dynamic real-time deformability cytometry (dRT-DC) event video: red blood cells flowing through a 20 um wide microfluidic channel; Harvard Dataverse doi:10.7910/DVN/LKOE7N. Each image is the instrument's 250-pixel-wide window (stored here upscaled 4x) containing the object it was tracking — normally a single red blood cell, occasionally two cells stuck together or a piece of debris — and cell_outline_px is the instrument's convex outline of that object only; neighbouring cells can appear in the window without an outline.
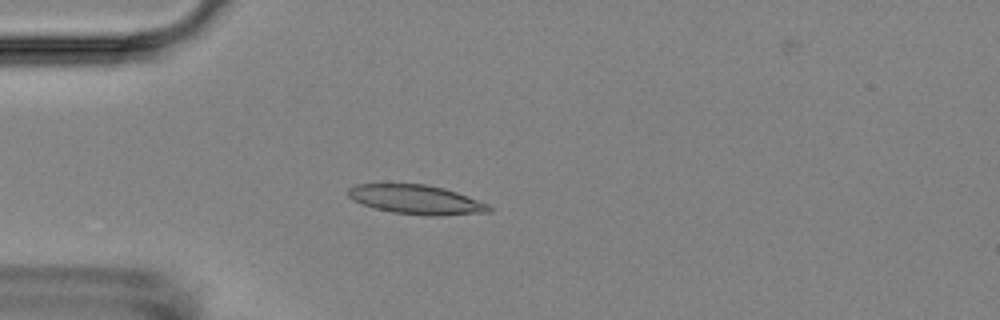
{"species": "Egyptian fruit bat (a non-hibernating species)", "species_latin": "Rousettus aegyptiacus", "temperature_condition": "room temperature", "stored_images_in_passage": 42, "camera_frame_rate_fps": 3000, "um_per_image_px": 0.085, "animal": {"sex": "female"}, "frame": {"image": 1, "passage_image": 2, "time_ms": 0.333, "image_size_px": [1000, 320], "cell_outline_px": [[492, 212], [440, 216], [424, 216], [392, 212], [376, 208], [352, 200], [348, 196], [348, 188], [356, 184], [428, 184], [444, 188], [456, 192], [488, 204], [492, 208]], "centroid_in_image_um": [35.4, 16.97], "position_along_channel_um": 49.6, "area_um2": 24.04}}
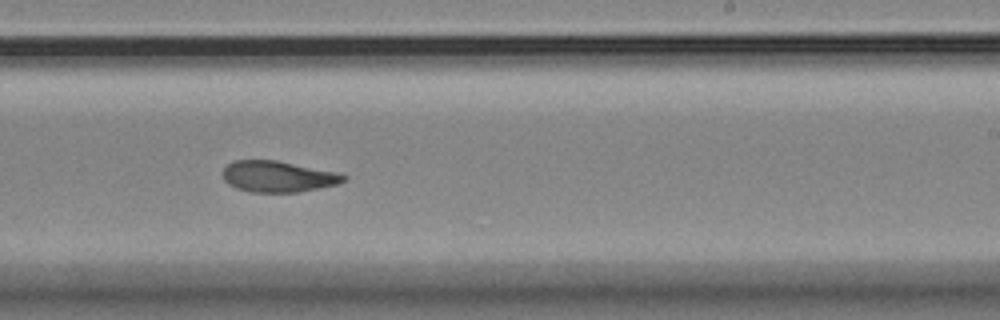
{"frame": {"image": 2, "passage_image": 21, "time_ms": 6.667, "image_size_px": [1000, 320], "cell_outline_px": [[348, 176], [344, 180], [336, 184], [300, 192], [248, 192], [236, 188], [228, 184], [224, 180], [224, 168], [232, 160], [276, 160], [336, 172]], "centroid_in_image_um": [23.59, 15.0], "position_along_channel_um": 265.4, "area_um2": 21.79}}
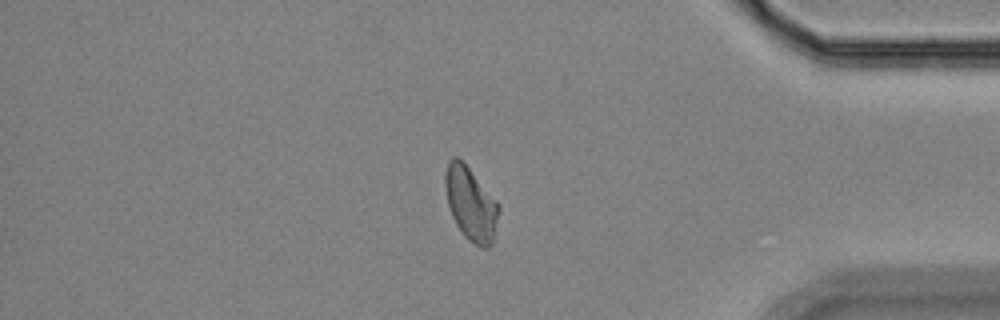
{"frame": {"image": 3, "passage_image": 34, "time_ms": 11.0, "image_size_px": [1000, 320], "cell_outline_px": [[500, 208], [492, 244], [488, 248], [480, 248], [468, 240], [464, 236], [456, 224], [452, 216], [448, 204], [444, 184], [444, 176], [448, 160], [452, 156], [456, 156], [468, 168], [500, 204]], "centroid_in_image_um": [40.01, 17.34], "position_along_channel_um": 395.2, "area_um2": 22.89}, "authors_computed_cell_mechanics": {"area_um2": 22.3975, "velocity_mm_per_s": 3.591, "shape_relaxation_time_tau1_ms": null, "shape_relaxation_time_tau2_ms": 3.5175, "deformation_change_tau1": null, "deformation_change_tau2": 0.096}}